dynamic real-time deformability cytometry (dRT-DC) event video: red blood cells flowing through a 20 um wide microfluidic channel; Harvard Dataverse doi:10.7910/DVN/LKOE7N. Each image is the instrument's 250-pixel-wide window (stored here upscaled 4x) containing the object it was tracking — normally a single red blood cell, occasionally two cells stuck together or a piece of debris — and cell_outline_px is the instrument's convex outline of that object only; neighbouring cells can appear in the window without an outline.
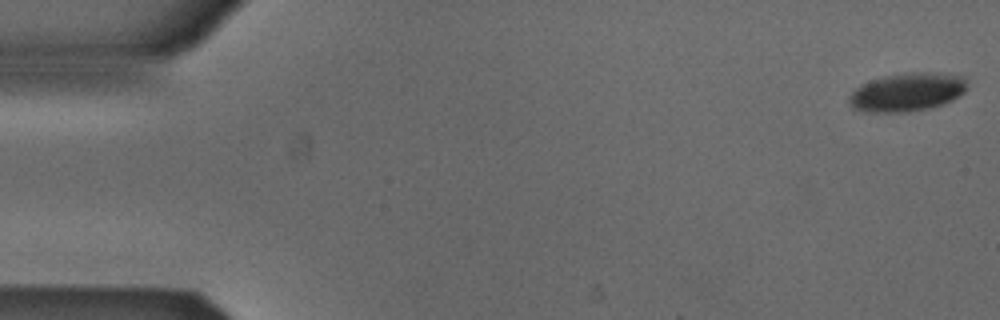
{"species": "Egyptian fruit bat (a non-hibernating species)", "species_latin": "Rousettus aegyptiacus", "temperature_condition": "cold", "stored_images_in_passage": 53, "camera_frame_rate_fps": 3000, "um_per_image_px": 0.085, "animal": {"sex": "male"}, "frame": {"image": 1, "passage_image": 1, "time_ms": 0.0, "image_size_px": [1000, 320], "cell_outline_px": [[968, 88], [964, 92], [952, 100], [944, 104], [932, 108], [904, 112], [872, 112], [852, 108], [848, 100], [848, 96], [860, 84], [884, 76], [908, 72], [932, 72], [964, 76], [968, 84]], "centroid_in_image_um": [77.13, 7.82], "position_along_channel_um": 7.9, "area_um2": 26.65}}
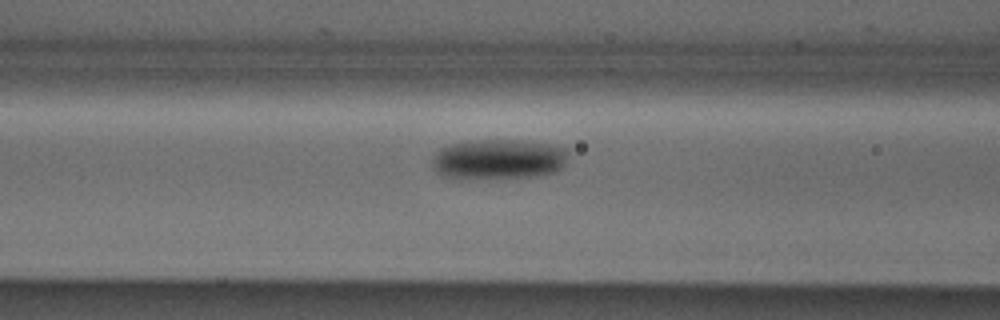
{"frame": {"image": 2, "passage_image": 21, "time_ms": 6.667, "image_size_px": [1000, 320], "cell_outline_px": [[568, 156], [564, 164], [556, 172], [540, 176], [460, 180], [440, 176], [432, 168], [432, 160], [436, 152], [440, 148], [452, 144], [468, 140], [520, 140], [552, 144], [568, 148]], "centroid_in_image_um": [42.35, 13.55], "position_along_channel_um": 124.3, "area_um2": 32.77}}
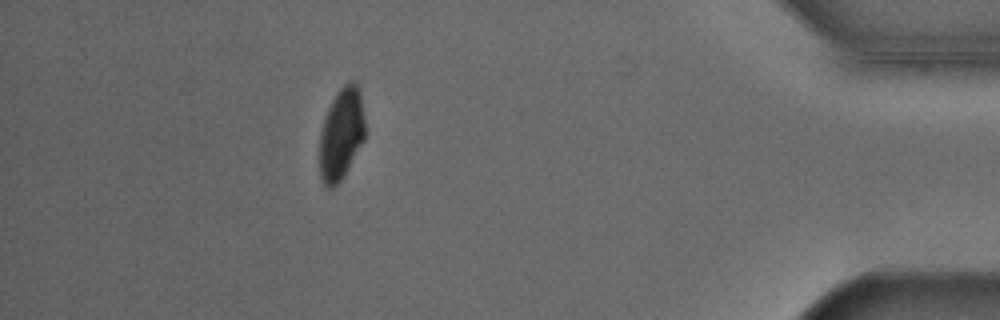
{"frame": {"image": 3, "passage_image": 47, "time_ms": 15.333, "image_size_px": [1000, 320], "cell_outline_px": [[364, 140], [344, 176], [332, 188], [328, 188], [324, 184], [320, 176], [320, 132], [328, 108], [336, 92], [348, 80], [356, 80], [360, 88], [364, 120]], "centroid_in_image_um": [29.02, 11.34], "position_along_channel_um": 406.2, "area_um2": 24.39}, "authors_computed_cell_mechanics": {"area_um2": 28.033, "velocity_mm_per_s": 3.868, "shape_relaxation_time_tau1_ms": 3.5029, "shape_relaxation_time_tau2_ms": null, "deformation_change_tau1": 0.1064, "deformation_change_tau2": null}}